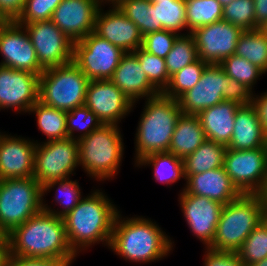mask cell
<instances>
[{
  "mask_svg": "<svg viewBox=\"0 0 267 266\" xmlns=\"http://www.w3.org/2000/svg\"><path fill=\"white\" fill-rule=\"evenodd\" d=\"M146 216H124L119 211L113 226L109 250L134 264L159 262L172 254L175 241L157 221Z\"/></svg>",
  "mask_w": 267,
  "mask_h": 266,
  "instance_id": "1",
  "label": "cell"
},
{
  "mask_svg": "<svg viewBox=\"0 0 267 266\" xmlns=\"http://www.w3.org/2000/svg\"><path fill=\"white\" fill-rule=\"evenodd\" d=\"M6 236L10 256L51 258L70 266L79 256L69 244L63 218L43 210Z\"/></svg>",
  "mask_w": 267,
  "mask_h": 266,
  "instance_id": "2",
  "label": "cell"
},
{
  "mask_svg": "<svg viewBox=\"0 0 267 266\" xmlns=\"http://www.w3.org/2000/svg\"><path fill=\"white\" fill-rule=\"evenodd\" d=\"M104 192L94 188L62 217L69 244L77 255L101 243L109 248L114 222L120 209Z\"/></svg>",
  "mask_w": 267,
  "mask_h": 266,
  "instance_id": "3",
  "label": "cell"
},
{
  "mask_svg": "<svg viewBox=\"0 0 267 266\" xmlns=\"http://www.w3.org/2000/svg\"><path fill=\"white\" fill-rule=\"evenodd\" d=\"M135 131L134 165L151 153L168 152L173 131L182 114L178 100L162 92L145 99Z\"/></svg>",
  "mask_w": 267,
  "mask_h": 266,
  "instance_id": "4",
  "label": "cell"
},
{
  "mask_svg": "<svg viewBox=\"0 0 267 266\" xmlns=\"http://www.w3.org/2000/svg\"><path fill=\"white\" fill-rule=\"evenodd\" d=\"M118 125L102 124L78 140L79 167L100 183L114 180L120 172L125 143Z\"/></svg>",
  "mask_w": 267,
  "mask_h": 266,
  "instance_id": "5",
  "label": "cell"
},
{
  "mask_svg": "<svg viewBox=\"0 0 267 266\" xmlns=\"http://www.w3.org/2000/svg\"><path fill=\"white\" fill-rule=\"evenodd\" d=\"M266 216L267 206L260 194H241L223 205L215 237L209 249L237 252Z\"/></svg>",
  "mask_w": 267,
  "mask_h": 266,
  "instance_id": "6",
  "label": "cell"
},
{
  "mask_svg": "<svg viewBox=\"0 0 267 266\" xmlns=\"http://www.w3.org/2000/svg\"><path fill=\"white\" fill-rule=\"evenodd\" d=\"M89 81L73 61L45 69L39 76V101L64 111L84 106Z\"/></svg>",
  "mask_w": 267,
  "mask_h": 266,
  "instance_id": "7",
  "label": "cell"
},
{
  "mask_svg": "<svg viewBox=\"0 0 267 266\" xmlns=\"http://www.w3.org/2000/svg\"><path fill=\"white\" fill-rule=\"evenodd\" d=\"M42 186L33 178L0 180V229L5 235L42 210Z\"/></svg>",
  "mask_w": 267,
  "mask_h": 266,
  "instance_id": "8",
  "label": "cell"
},
{
  "mask_svg": "<svg viewBox=\"0 0 267 266\" xmlns=\"http://www.w3.org/2000/svg\"><path fill=\"white\" fill-rule=\"evenodd\" d=\"M79 167L78 141L70 137L37 142L33 178L41 185L76 175Z\"/></svg>",
  "mask_w": 267,
  "mask_h": 266,
  "instance_id": "9",
  "label": "cell"
},
{
  "mask_svg": "<svg viewBox=\"0 0 267 266\" xmlns=\"http://www.w3.org/2000/svg\"><path fill=\"white\" fill-rule=\"evenodd\" d=\"M125 52L94 32L74 42L73 62L89 80L111 79Z\"/></svg>",
  "mask_w": 267,
  "mask_h": 266,
  "instance_id": "10",
  "label": "cell"
},
{
  "mask_svg": "<svg viewBox=\"0 0 267 266\" xmlns=\"http://www.w3.org/2000/svg\"><path fill=\"white\" fill-rule=\"evenodd\" d=\"M224 168L242 194H260L267 179V146L249 150L227 148Z\"/></svg>",
  "mask_w": 267,
  "mask_h": 266,
  "instance_id": "11",
  "label": "cell"
},
{
  "mask_svg": "<svg viewBox=\"0 0 267 266\" xmlns=\"http://www.w3.org/2000/svg\"><path fill=\"white\" fill-rule=\"evenodd\" d=\"M20 25L27 31L40 66L44 70L73 61L74 42L51 20Z\"/></svg>",
  "mask_w": 267,
  "mask_h": 266,
  "instance_id": "12",
  "label": "cell"
},
{
  "mask_svg": "<svg viewBox=\"0 0 267 266\" xmlns=\"http://www.w3.org/2000/svg\"><path fill=\"white\" fill-rule=\"evenodd\" d=\"M180 210L190 232L209 249L215 237L223 204L207 197L189 194L185 189L178 194Z\"/></svg>",
  "mask_w": 267,
  "mask_h": 266,
  "instance_id": "13",
  "label": "cell"
},
{
  "mask_svg": "<svg viewBox=\"0 0 267 266\" xmlns=\"http://www.w3.org/2000/svg\"><path fill=\"white\" fill-rule=\"evenodd\" d=\"M243 30L225 20L194 29L193 36L198 58L207 64H220L235 54L237 41Z\"/></svg>",
  "mask_w": 267,
  "mask_h": 266,
  "instance_id": "14",
  "label": "cell"
},
{
  "mask_svg": "<svg viewBox=\"0 0 267 266\" xmlns=\"http://www.w3.org/2000/svg\"><path fill=\"white\" fill-rule=\"evenodd\" d=\"M0 56L2 57L1 66L39 76L44 71L27 31L15 20L0 26Z\"/></svg>",
  "mask_w": 267,
  "mask_h": 266,
  "instance_id": "15",
  "label": "cell"
},
{
  "mask_svg": "<svg viewBox=\"0 0 267 266\" xmlns=\"http://www.w3.org/2000/svg\"><path fill=\"white\" fill-rule=\"evenodd\" d=\"M39 101V75L0 65V111L26 114Z\"/></svg>",
  "mask_w": 267,
  "mask_h": 266,
  "instance_id": "16",
  "label": "cell"
},
{
  "mask_svg": "<svg viewBox=\"0 0 267 266\" xmlns=\"http://www.w3.org/2000/svg\"><path fill=\"white\" fill-rule=\"evenodd\" d=\"M84 105L102 124L120 126L122 119L133 112V103L110 79L90 80Z\"/></svg>",
  "mask_w": 267,
  "mask_h": 266,
  "instance_id": "17",
  "label": "cell"
},
{
  "mask_svg": "<svg viewBox=\"0 0 267 266\" xmlns=\"http://www.w3.org/2000/svg\"><path fill=\"white\" fill-rule=\"evenodd\" d=\"M229 77L220 64H208L198 83L185 92L179 99L183 114L198 115L204 109L223 100L227 92Z\"/></svg>",
  "mask_w": 267,
  "mask_h": 266,
  "instance_id": "18",
  "label": "cell"
},
{
  "mask_svg": "<svg viewBox=\"0 0 267 266\" xmlns=\"http://www.w3.org/2000/svg\"><path fill=\"white\" fill-rule=\"evenodd\" d=\"M38 141L5 131L0 138V180L33 177Z\"/></svg>",
  "mask_w": 267,
  "mask_h": 266,
  "instance_id": "19",
  "label": "cell"
},
{
  "mask_svg": "<svg viewBox=\"0 0 267 266\" xmlns=\"http://www.w3.org/2000/svg\"><path fill=\"white\" fill-rule=\"evenodd\" d=\"M100 7L95 17L94 33L126 52L142 47L143 36L138 26L117 6Z\"/></svg>",
  "mask_w": 267,
  "mask_h": 266,
  "instance_id": "20",
  "label": "cell"
},
{
  "mask_svg": "<svg viewBox=\"0 0 267 266\" xmlns=\"http://www.w3.org/2000/svg\"><path fill=\"white\" fill-rule=\"evenodd\" d=\"M100 6L94 0H62L51 21L73 42L94 32Z\"/></svg>",
  "mask_w": 267,
  "mask_h": 266,
  "instance_id": "21",
  "label": "cell"
},
{
  "mask_svg": "<svg viewBox=\"0 0 267 266\" xmlns=\"http://www.w3.org/2000/svg\"><path fill=\"white\" fill-rule=\"evenodd\" d=\"M133 103L136 108L139 100L161 93L148 79L138 57L133 52H126L110 79Z\"/></svg>",
  "mask_w": 267,
  "mask_h": 266,
  "instance_id": "22",
  "label": "cell"
},
{
  "mask_svg": "<svg viewBox=\"0 0 267 266\" xmlns=\"http://www.w3.org/2000/svg\"><path fill=\"white\" fill-rule=\"evenodd\" d=\"M185 190L189 194L204 196L223 205L242 194L226 174L224 166L191 175L186 180Z\"/></svg>",
  "mask_w": 267,
  "mask_h": 266,
  "instance_id": "23",
  "label": "cell"
},
{
  "mask_svg": "<svg viewBox=\"0 0 267 266\" xmlns=\"http://www.w3.org/2000/svg\"><path fill=\"white\" fill-rule=\"evenodd\" d=\"M267 146L257 112L252 104L240 105L235 114L232 138L228 149L249 150Z\"/></svg>",
  "mask_w": 267,
  "mask_h": 266,
  "instance_id": "24",
  "label": "cell"
},
{
  "mask_svg": "<svg viewBox=\"0 0 267 266\" xmlns=\"http://www.w3.org/2000/svg\"><path fill=\"white\" fill-rule=\"evenodd\" d=\"M239 104L222 101L201 111L197 116L206 139L228 145L234 129V120Z\"/></svg>",
  "mask_w": 267,
  "mask_h": 266,
  "instance_id": "25",
  "label": "cell"
},
{
  "mask_svg": "<svg viewBox=\"0 0 267 266\" xmlns=\"http://www.w3.org/2000/svg\"><path fill=\"white\" fill-rule=\"evenodd\" d=\"M206 140L197 115L181 114L176 123L168 153L184 160Z\"/></svg>",
  "mask_w": 267,
  "mask_h": 266,
  "instance_id": "26",
  "label": "cell"
},
{
  "mask_svg": "<svg viewBox=\"0 0 267 266\" xmlns=\"http://www.w3.org/2000/svg\"><path fill=\"white\" fill-rule=\"evenodd\" d=\"M42 191V210L61 218L71 210H73L84 197V194H82V188L79 185L78 180H73L72 177L49 181L42 186ZM51 191H55V195L53 196L54 198L52 199L55 204L52 202V206L51 204L48 205V203H46L44 199V197H46V195H48V193H50ZM57 205H59L60 207L58 206V208L54 209L53 207H57Z\"/></svg>",
  "mask_w": 267,
  "mask_h": 266,
  "instance_id": "27",
  "label": "cell"
},
{
  "mask_svg": "<svg viewBox=\"0 0 267 266\" xmlns=\"http://www.w3.org/2000/svg\"><path fill=\"white\" fill-rule=\"evenodd\" d=\"M134 166L135 168L152 167L153 179L169 188H171L174 183H178V181L183 179L185 182L183 183L184 187H182L179 192L186 188L183 160L172 153H151L140 159Z\"/></svg>",
  "mask_w": 267,
  "mask_h": 266,
  "instance_id": "28",
  "label": "cell"
},
{
  "mask_svg": "<svg viewBox=\"0 0 267 266\" xmlns=\"http://www.w3.org/2000/svg\"><path fill=\"white\" fill-rule=\"evenodd\" d=\"M226 149V145L206 139L183 160L186 180L191 175L224 166Z\"/></svg>",
  "mask_w": 267,
  "mask_h": 266,
  "instance_id": "29",
  "label": "cell"
},
{
  "mask_svg": "<svg viewBox=\"0 0 267 266\" xmlns=\"http://www.w3.org/2000/svg\"><path fill=\"white\" fill-rule=\"evenodd\" d=\"M35 115L37 128L45 136L47 142L51 140L64 139L68 137L66 129L67 111L46 106L37 101L28 111V114Z\"/></svg>",
  "mask_w": 267,
  "mask_h": 266,
  "instance_id": "30",
  "label": "cell"
},
{
  "mask_svg": "<svg viewBox=\"0 0 267 266\" xmlns=\"http://www.w3.org/2000/svg\"><path fill=\"white\" fill-rule=\"evenodd\" d=\"M151 5L156 10L157 31L164 29L179 35L187 34L185 0H153Z\"/></svg>",
  "mask_w": 267,
  "mask_h": 266,
  "instance_id": "31",
  "label": "cell"
},
{
  "mask_svg": "<svg viewBox=\"0 0 267 266\" xmlns=\"http://www.w3.org/2000/svg\"><path fill=\"white\" fill-rule=\"evenodd\" d=\"M235 54L267 73V35L261 30H244L237 41Z\"/></svg>",
  "mask_w": 267,
  "mask_h": 266,
  "instance_id": "32",
  "label": "cell"
},
{
  "mask_svg": "<svg viewBox=\"0 0 267 266\" xmlns=\"http://www.w3.org/2000/svg\"><path fill=\"white\" fill-rule=\"evenodd\" d=\"M187 34L194 29L222 20L223 6L216 0H185Z\"/></svg>",
  "mask_w": 267,
  "mask_h": 266,
  "instance_id": "33",
  "label": "cell"
},
{
  "mask_svg": "<svg viewBox=\"0 0 267 266\" xmlns=\"http://www.w3.org/2000/svg\"><path fill=\"white\" fill-rule=\"evenodd\" d=\"M117 7L138 26L142 36L157 31L156 10L148 0H123Z\"/></svg>",
  "mask_w": 267,
  "mask_h": 266,
  "instance_id": "34",
  "label": "cell"
},
{
  "mask_svg": "<svg viewBox=\"0 0 267 266\" xmlns=\"http://www.w3.org/2000/svg\"><path fill=\"white\" fill-rule=\"evenodd\" d=\"M208 64L200 58L185 66L170 77V82L162 92L165 96L178 100L185 92L192 89L199 81Z\"/></svg>",
  "mask_w": 267,
  "mask_h": 266,
  "instance_id": "35",
  "label": "cell"
},
{
  "mask_svg": "<svg viewBox=\"0 0 267 266\" xmlns=\"http://www.w3.org/2000/svg\"><path fill=\"white\" fill-rule=\"evenodd\" d=\"M197 59L198 53L193 36L190 33L179 35L174 41L172 49L165 57L169 77Z\"/></svg>",
  "mask_w": 267,
  "mask_h": 266,
  "instance_id": "36",
  "label": "cell"
},
{
  "mask_svg": "<svg viewBox=\"0 0 267 266\" xmlns=\"http://www.w3.org/2000/svg\"><path fill=\"white\" fill-rule=\"evenodd\" d=\"M237 253L244 266H250L267 257V216L245 239Z\"/></svg>",
  "mask_w": 267,
  "mask_h": 266,
  "instance_id": "37",
  "label": "cell"
},
{
  "mask_svg": "<svg viewBox=\"0 0 267 266\" xmlns=\"http://www.w3.org/2000/svg\"><path fill=\"white\" fill-rule=\"evenodd\" d=\"M220 65L228 77L234 78L252 91L258 83L257 80L265 74L260 68L236 54L225 58Z\"/></svg>",
  "mask_w": 267,
  "mask_h": 266,
  "instance_id": "38",
  "label": "cell"
},
{
  "mask_svg": "<svg viewBox=\"0 0 267 266\" xmlns=\"http://www.w3.org/2000/svg\"><path fill=\"white\" fill-rule=\"evenodd\" d=\"M102 122L97 115L85 105L66 113V129L68 137L79 140L99 128Z\"/></svg>",
  "mask_w": 267,
  "mask_h": 266,
  "instance_id": "39",
  "label": "cell"
},
{
  "mask_svg": "<svg viewBox=\"0 0 267 266\" xmlns=\"http://www.w3.org/2000/svg\"><path fill=\"white\" fill-rule=\"evenodd\" d=\"M133 53L138 57L140 65L149 81L160 92H163L170 82L165 59L148 53L142 47L138 48Z\"/></svg>",
  "mask_w": 267,
  "mask_h": 266,
  "instance_id": "40",
  "label": "cell"
},
{
  "mask_svg": "<svg viewBox=\"0 0 267 266\" xmlns=\"http://www.w3.org/2000/svg\"><path fill=\"white\" fill-rule=\"evenodd\" d=\"M222 20L244 30H256L254 0H233L223 7Z\"/></svg>",
  "mask_w": 267,
  "mask_h": 266,
  "instance_id": "41",
  "label": "cell"
},
{
  "mask_svg": "<svg viewBox=\"0 0 267 266\" xmlns=\"http://www.w3.org/2000/svg\"><path fill=\"white\" fill-rule=\"evenodd\" d=\"M62 0H25L24 7L15 21L30 24L37 21L51 20L56 7Z\"/></svg>",
  "mask_w": 267,
  "mask_h": 266,
  "instance_id": "42",
  "label": "cell"
},
{
  "mask_svg": "<svg viewBox=\"0 0 267 266\" xmlns=\"http://www.w3.org/2000/svg\"><path fill=\"white\" fill-rule=\"evenodd\" d=\"M178 36L179 34L164 29L151 32L143 36L142 48L148 53L165 59Z\"/></svg>",
  "mask_w": 267,
  "mask_h": 266,
  "instance_id": "43",
  "label": "cell"
},
{
  "mask_svg": "<svg viewBox=\"0 0 267 266\" xmlns=\"http://www.w3.org/2000/svg\"><path fill=\"white\" fill-rule=\"evenodd\" d=\"M203 266H244L237 252L204 249Z\"/></svg>",
  "mask_w": 267,
  "mask_h": 266,
  "instance_id": "44",
  "label": "cell"
},
{
  "mask_svg": "<svg viewBox=\"0 0 267 266\" xmlns=\"http://www.w3.org/2000/svg\"><path fill=\"white\" fill-rule=\"evenodd\" d=\"M256 91H252L246 85L229 77L227 92L223 95L224 101L236 102L239 105L252 104L253 96Z\"/></svg>",
  "mask_w": 267,
  "mask_h": 266,
  "instance_id": "45",
  "label": "cell"
},
{
  "mask_svg": "<svg viewBox=\"0 0 267 266\" xmlns=\"http://www.w3.org/2000/svg\"><path fill=\"white\" fill-rule=\"evenodd\" d=\"M7 266H70L67 262L51 258L10 256Z\"/></svg>",
  "mask_w": 267,
  "mask_h": 266,
  "instance_id": "46",
  "label": "cell"
},
{
  "mask_svg": "<svg viewBox=\"0 0 267 266\" xmlns=\"http://www.w3.org/2000/svg\"><path fill=\"white\" fill-rule=\"evenodd\" d=\"M262 93H254L252 105L254 106L259 122L265 135L267 136V90Z\"/></svg>",
  "mask_w": 267,
  "mask_h": 266,
  "instance_id": "47",
  "label": "cell"
},
{
  "mask_svg": "<svg viewBox=\"0 0 267 266\" xmlns=\"http://www.w3.org/2000/svg\"><path fill=\"white\" fill-rule=\"evenodd\" d=\"M25 0H0V9L10 19L15 20L21 13Z\"/></svg>",
  "mask_w": 267,
  "mask_h": 266,
  "instance_id": "48",
  "label": "cell"
},
{
  "mask_svg": "<svg viewBox=\"0 0 267 266\" xmlns=\"http://www.w3.org/2000/svg\"><path fill=\"white\" fill-rule=\"evenodd\" d=\"M255 23L260 27L267 21V0H254Z\"/></svg>",
  "mask_w": 267,
  "mask_h": 266,
  "instance_id": "49",
  "label": "cell"
},
{
  "mask_svg": "<svg viewBox=\"0 0 267 266\" xmlns=\"http://www.w3.org/2000/svg\"><path fill=\"white\" fill-rule=\"evenodd\" d=\"M10 257L8 240H0V266H7Z\"/></svg>",
  "mask_w": 267,
  "mask_h": 266,
  "instance_id": "50",
  "label": "cell"
},
{
  "mask_svg": "<svg viewBox=\"0 0 267 266\" xmlns=\"http://www.w3.org/2000/svg\"><path fill=\"white\" fill-rule=\"evenodd\" d=\"M100 7L118 6L123 0H94ZM106 5V6H105Z\"/></svg>",
  "mask_w": 267,
  "mask_h": 266,
  "instance_id": "51",
  "label": "cell"
},
{
  "mask_svg": "<svg viewBox=\"0 0 267 266\" xmlns=\"http://www.w3.org/2000/svg\"><path fill=\"white\" fill-rule=\"evenodd\" d=\"M10 19L3 13V11L0 9V26L8 23Z\"/></svg>",
  "mask_w": 267,
  "mask_h": 266,
  "instance_id": "52",
  "label": "cell"
},
{
  "mask_svg": "<svg viewBox=\"0 0 267 266\" xmlns=\"http://www.w3.org/2000/svg\"><path fill=\"white\" fill-rule=\"evenodd\" d=\"M260 195L262 196V199H263V201L265 202V204L267 206V179H266V183L264 185V188L260 192Z\"/></svg>",
  "mask_w": 267,
  "mask_h": 266,
  "instance_id": "53",
  "label": "cell"
},
{
  "mask_svg": "<svg viewBox=\"0 0 267 266\" xmlns=\"http://www.w3.org/2000/svg\"><path fill=\"white\" fill-rule=\"evenodd\" d=\"M250 266H267V257L264 258L262 261H259L255 264L250 265Z\"/></svg>",
  "mask_w": 267,
  "mask_h": 266,
  "instance_id": "54",
  "label": "cell"
},
{
  "mask_svg": "<svg viewBox=\"0 0 267 266\" xmlns=\"http://www.w3.org/2000/svg\"><path fill=\"white\" fill-rule=\"evenodd\" d=\"M218 1L223 7L227 4H229L233 0H216Z\"/></svg>",
  "mask_w": 267,
  "mask_h": 266,
  "instance_id": "55",
  "label": "cell"
},
{
  "mask_svg": "<svg viewBox=\"0 0 267 266\" xmlns=\"http://www.w3.org/2000/svg\"><path fill=\"white\" fill-rule=\"evenodd\" d=\"M260 29L267 35V21L260 26Z\"/></svg>",
  "mask_w": 267,
  "mask_h": 266,
  "instance_id": "56",
  "label": "cell"
},
{
  "mask_svg": "<svg viewBox=\"0 0 267 266\" xmlns=\"http://www.w3.org/2000/svg\"><path fill=\"white\" fill-rule=\"evenodd\" d=\"M0 240H8L7 236L3 233L1 229H0Z\"/></svg>",
  "mask_w": 267,
  "mask_h": 266,
  "instance_id": "57",
  "label": "cell"
},
{
  "mask_svg": "<svg viewBox=\"0 0 267 266\" xmlns=\"http://www.w3.org/2000/svg\"><path fill=\"white\" fill-rule=\"evenodd\" d=\"M4 133H5L4 131L2 132V131L0 130V138L2 137V135H3Z\"/></svg>",
  "mask_w": 267,
  "mask_h": 266,
  "instance_id": "58",
  "label": "cell"
}]
</instances>
